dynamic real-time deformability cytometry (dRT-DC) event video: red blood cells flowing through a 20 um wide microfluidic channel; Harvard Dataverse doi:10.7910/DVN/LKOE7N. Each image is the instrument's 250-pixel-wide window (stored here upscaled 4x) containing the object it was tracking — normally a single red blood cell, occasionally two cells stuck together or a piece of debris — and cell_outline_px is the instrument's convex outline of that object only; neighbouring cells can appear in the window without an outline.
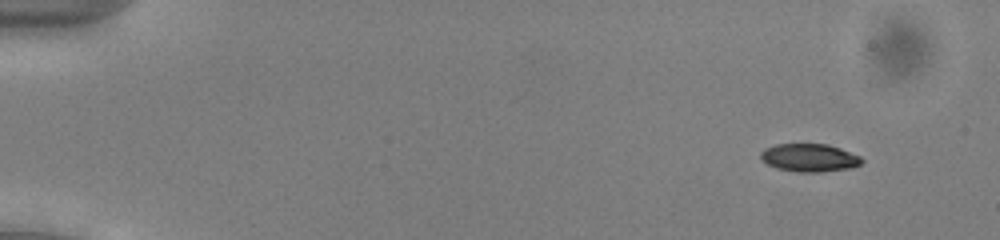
{"species": "common noctule bat (a hibernating species)", "species_latin": "Nyctalus noctula", "temperature_condition": "cold", "stored_images_in_passage": 54, "camera_frame_rate_fps": 3000, "um_per_image_px": 0.085, "animal": {"sex": "male", "body_mass_g": 13.0, "forearm_length_mm": 53.1}, "frame": {"image": 1, "passage_image": 6, "time_ms": 1.667, "image_size_px": [1000, 240], "cell_outline_px": [[864, 160], [860, 164], [852, 168], [824, 172], [796, 172], [776, 168], [768, 164], [760, 156], [760, 152], [764, 148], [776, 144], [828, 144], [840, 148], [860, 156]], "centroid_in_image_um": [68.81, 13.41], "position_along_channel_um": 16.2, "area_um2": 16.59}}
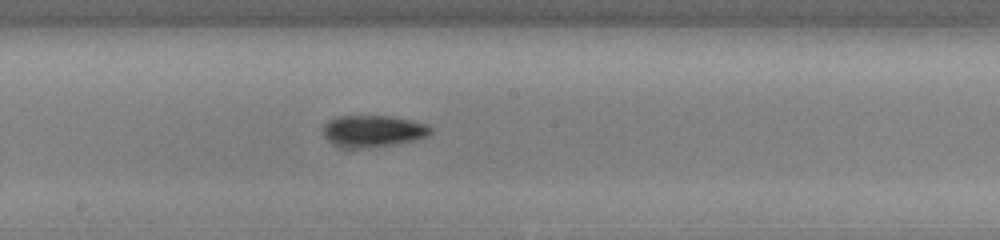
{"frame": {"image": 2, "passage_image": 31, "time_ms": 10.0, "image_size_px": [1000, 240], "cell_outline_px": [[432, 132], [428, 136], [416, 140], [396, 144], [368, 148], [344, 148], [328, 140], [324, 136], [324, 124], [328, 120], [336, 116], [392, 116], [412, 120], [428, 124], [432, 128]], "centroid_in_image_um": [31.75, 11.14], "position_along_channel_um": 216.5, "area_um2": 20.11}}
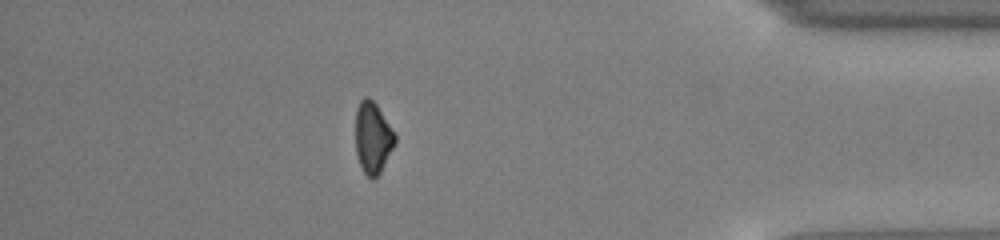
{"frame": {"image": 3, "passage_image": 48, "time_ms": 15.667, "image_size_px": [1000, 240], "cell_outline_px": [[396, 140], [376, 180], [372, 180], [364, 172], [356, 156], [356, 108], [360, 100], [364, 96], [368, 96], [376, 104], [396, 136]], "centroid_in_image_um": [31.66, 11.71], "position_along_channel_um": 403.5, "area_um2": 16.24}, "authors_computed_cell_mechanics": {"area_um2": 17.5712, "velocity_mm_per_s": 3.9505, "shape_relaxation_time_tau1_ms": 2.2342, "shape_relaxation_time_tau2_ms": null, "deformation_change_tau1": 0.1174, "deformation_change_tau2": null}}